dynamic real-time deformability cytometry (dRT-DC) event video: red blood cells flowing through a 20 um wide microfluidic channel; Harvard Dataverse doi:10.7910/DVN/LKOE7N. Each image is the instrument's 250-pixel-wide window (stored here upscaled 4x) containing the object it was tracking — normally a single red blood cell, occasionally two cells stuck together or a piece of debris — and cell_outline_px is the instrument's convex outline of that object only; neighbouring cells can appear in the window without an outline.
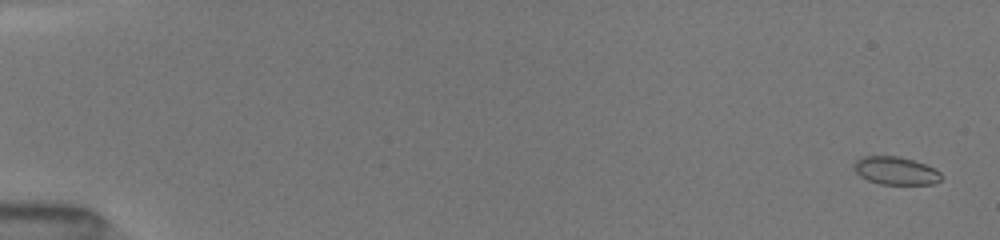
{"species": "common noctule bat (a hibernating species)", "species_latin": "Nyctalus noctula", "temperature_condition": "room temperature", "stored_images_in_passage": 18, "camera_frame_rate_fps": 3000, "um_per_image_px": 0.085, "animal": {"sex": "female", "body_mass_g": 19.5, "forearm_length_mm": 54.1}, "frame": {"image": 1, "passage_image": 1, "time_ms": 0.0, "image_size_px": [1000, 240], "cell_outline_px": [[940, 180], [932, 184], [880, 184], [868, 180], [860, 176], [856, 172], [852, 164], [856, 160], [864, 156], [900, 156], [936, 168], [940, 172]], "centroid_in_image_um": [76.11, 14.5], "position_along_channel_um": 8.9, "area_um2": 14.16}}
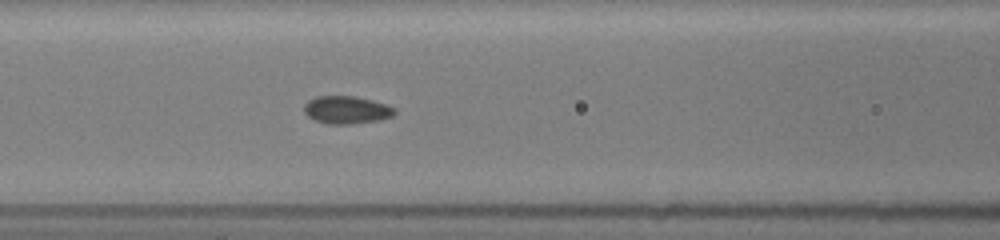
{"frame": {"image": 2, "passage_image": 14, "time_ms": 7.333, "image_size_px": [1000, 240], "cell_outline_px": [[396, 112], [392, 116], [380, 120], [348, 124], [328, 124], [316, 120], [308, 116], [304, 112], [304, 104], [308, 100], [316, 96], [356, 96], [388, 104], [396, 108]], "centroid_in_image_um": [29.48, 9.33], "position_along_channel_um": 137.1, "area_um2": 14.74}}
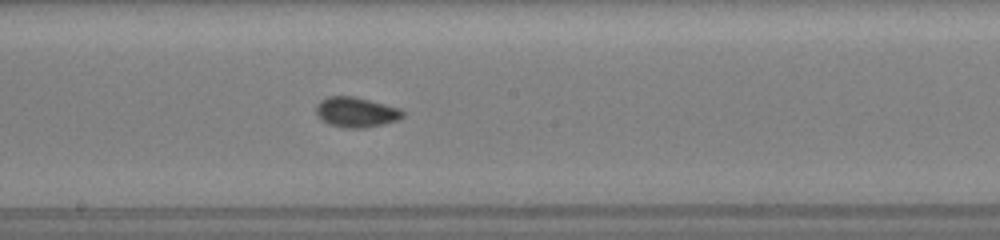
{"frame": {"image": 3, "passage_image": 18, "time_ms": 9.333, "image_size_px": [1000, 240], "cell_outline_px": [[404, 116], [396, 120], [384, 124], [364, 128], [344, 128], [328, 124], [320, 120], [316, 116], [316, 104], [320, 100], [328, 96], [352, 96], [400, 108], [404, 112]], "centroid_in_image_um": [30.22, 9.54], "position_along_channel_um": 218.0, "area_um2": 15.32}}